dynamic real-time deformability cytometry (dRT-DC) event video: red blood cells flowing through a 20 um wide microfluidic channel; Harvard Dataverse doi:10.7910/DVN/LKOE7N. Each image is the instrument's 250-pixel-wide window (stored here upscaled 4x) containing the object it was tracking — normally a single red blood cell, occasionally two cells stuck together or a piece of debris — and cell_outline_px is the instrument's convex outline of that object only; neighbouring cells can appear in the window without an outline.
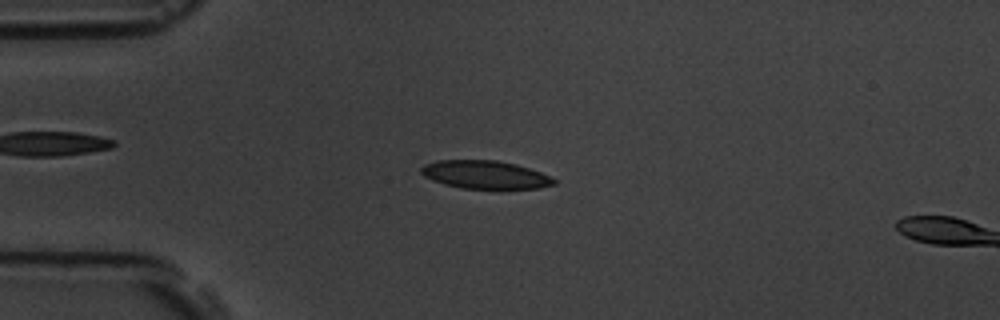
{"species": "common noctule bat (a hibernating species)", "species_latin": "Nyctalus noctula", "temperature_condition": "room temperature", "stored_images_in_passage": 16, "camera_frame_rate_fps": 3000, "um_per_image_px": 0.085, "animal": {"sex": "male", "body_mass_g": 19.5, "forearm_length_mm": 54.6}, "frame": {"image": 1, "passage_image": 14, "time_ms": 4.333, "image_size_px": [1000, 320], "cell_outline_px": [[556, 184], [536, 188], [460, 188], [444, 184], [432, 180], [424, 176], [420, 172], [420, 168], [424, 164], [436, 160], [496, 160], [516, 164], [540, 172], [556, 180]], "centroid_in_image_um": [41.18, 14.84], "position_along_channel_um": 43.8, "area_um2": 21.62}}